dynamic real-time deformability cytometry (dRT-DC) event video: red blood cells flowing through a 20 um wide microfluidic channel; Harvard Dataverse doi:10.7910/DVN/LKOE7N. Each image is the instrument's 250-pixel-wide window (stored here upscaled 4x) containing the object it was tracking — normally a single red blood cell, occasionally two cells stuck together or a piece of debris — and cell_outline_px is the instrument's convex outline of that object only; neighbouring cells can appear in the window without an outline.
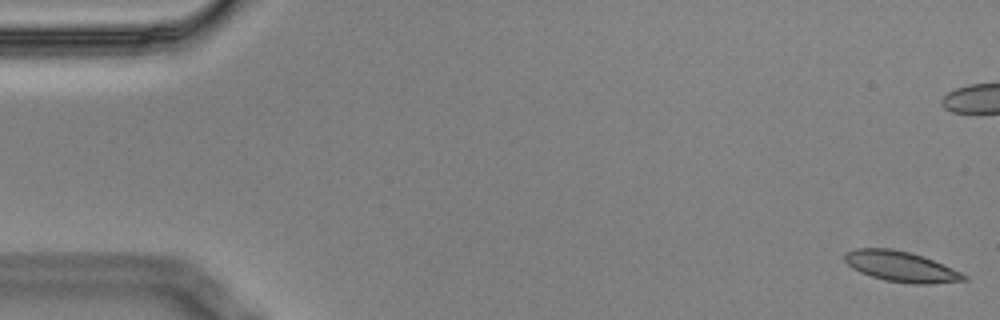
{"species": "Egyptian fruit bat (a non-hibernating species)", "species_latin": "Rousettus aegyptiacus", "temperature_condition": "cold", "stored_images_in_passage": 7, "camera_frame_rate_fps": 3000, "um_per_image_px": 0.085, "animal": {"sex": "male"}, "frame": {"image": 1, "passage_image": 1, "time_ms": 0.0, "image_size_px": [1000, 320], "cell_outline_px": [[968, 280], [932, 284], [912, 284], [884, 280], [860, 272], [852, 268], [844, 260], [844, 252], [856, 248], [892, 248], [924, 256], [952, 268], [968, 276]], "centroid_in_image_um": [76.58, 22.65], "position_along_channel_um": 8.4, "area_um2": 21.27}}
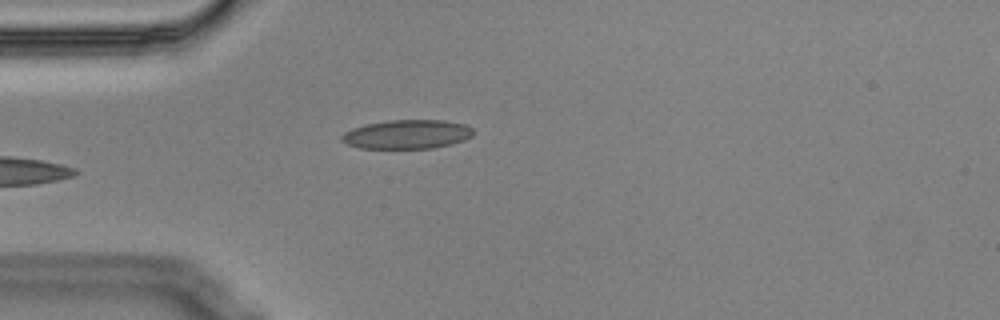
{"frame": {"image": 2, "passage_image": 6, "time_ms": 1.667, "image_size_px": [1000, 320], "cell_outline_px": [[476, 132], [472, 136], [464, 140], [452, 144], [432, 148], [360, 148], [348, 144], [340, 140], [340, 136], [344, 132], [352, 128], [364, 124], [388, 120], [444, 120], [464, 124], [472, 128]], "centroid_in_image_um": [34.6, 11.41], "position_along_channel_um": 50.4, "area_um2": 22.43}}